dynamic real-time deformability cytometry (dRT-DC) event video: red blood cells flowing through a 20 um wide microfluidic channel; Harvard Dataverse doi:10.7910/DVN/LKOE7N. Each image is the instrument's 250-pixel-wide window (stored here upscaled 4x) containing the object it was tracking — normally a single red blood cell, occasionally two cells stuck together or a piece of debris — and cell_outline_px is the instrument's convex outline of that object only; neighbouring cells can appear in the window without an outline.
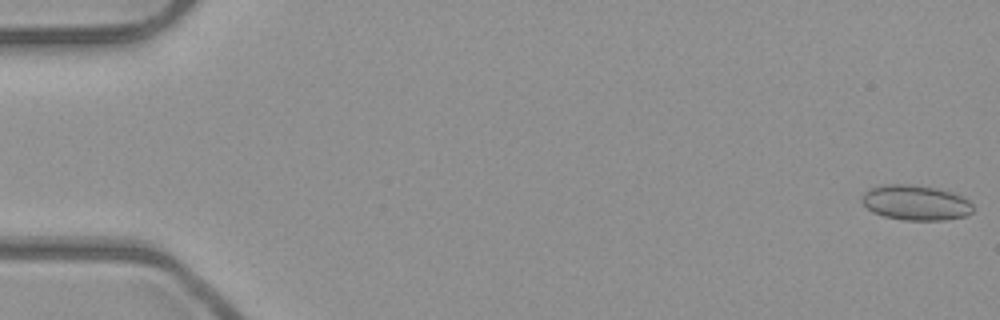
{"species": "common noctule bat (a hibernating species)", "species_latin": "Nyctalus noctula", "temperature_condition": "room temperature", "stored_images_in_passage": 53, "camera_frame_rate_fps": 3000, "um_per_image_px": 0.085, "animal": {"sex": "male", "body_mass_g": 23.1, "forearm_length_mm": 52.7}, "frame": {"image": 1, "passage_image": 1, "time_ms": 0.0, "image_size_px": [1000, 320], "cell_outline_px": [[972, 212], [968, 216], [944, 220], [904, 220], [884, 216], [872, 212], [860, 200], [860, 196], [868, 188], [884, 184], [912, 184], [936, 188], [952, 192], [968, 200], [972, 204]], "centroid_in_image_um": [77.8, 17.22], "position_along_channel_um": 7.2, "area_um2": 22.95}}
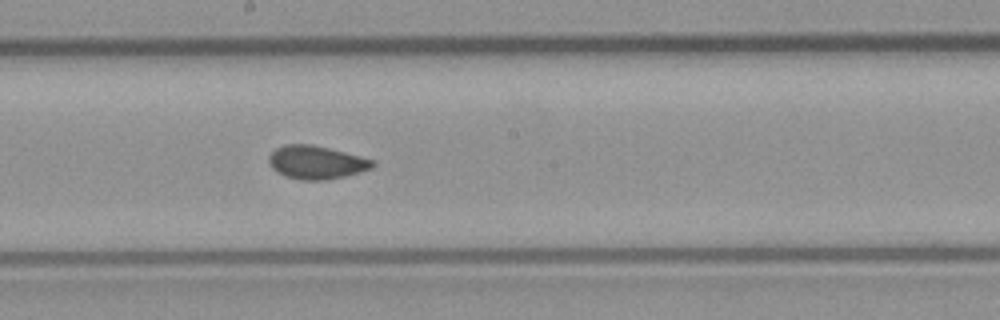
{"frame": {"image": 2, "passage_image": 29, "time_ms": 9.333, "image_size_px": [1000, 320], "cell_outline_px": [[376, 164], [372, 168], [360, 172], [328, 180], [304, 180], [288, 176], [276, 172], [272, 168], [268, 160], [268, 156], [276, 148], [284, 144], [312, 144], [344, 152], [372, 160]], "centroid_in_image_um": [26.86, 13.8], "position_along_channel_um": 221.3, "area_um2": 19.94}}
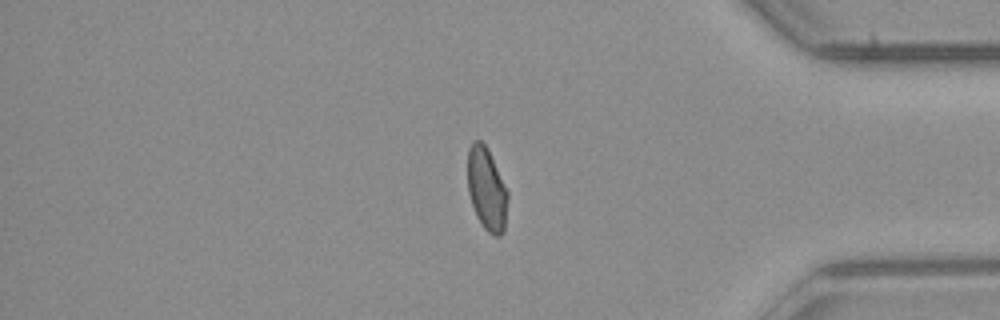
{"frame": {"image": 3, "passage_image": 44, "time_ms": 14.333, "image_size_px": [1000, 320], "cell_outline_px": [[508, 196], [504, 232], [500, 236], [492, 236], [484, 228], [476, 216], [468, 192], [468, 148], [472, 140], [480, 140], [484, 144], [508, 192]], "centroid_in_image_um": [41.36, 16.12], "position_along_channel_um": 393.8, "area_um2": 19.13}, "authors_computed_cell_mechanics": {"area_um2": 20.0566, "velocity_mm_per_s": 3.985, "shape_relaxation_time_tau1_ms": null, "shape_relaxation_time_tau2_ms": 0.8516, "deformation_change_tau1": null, "deformation_change_tau2": 0.0613}}